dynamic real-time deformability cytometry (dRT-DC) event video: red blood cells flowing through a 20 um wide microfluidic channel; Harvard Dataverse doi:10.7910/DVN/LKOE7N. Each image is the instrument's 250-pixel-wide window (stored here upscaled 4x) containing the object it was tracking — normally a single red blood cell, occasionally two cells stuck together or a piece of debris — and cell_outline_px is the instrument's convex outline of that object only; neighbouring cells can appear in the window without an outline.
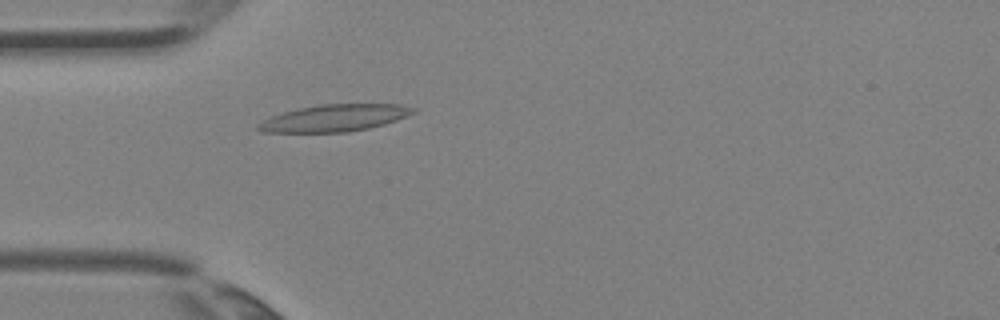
{"species": "Egyptian fruit bat (a non-hibernating species)", "species_latin": "Rousettus aegyptiacus", "temperature_condition": "room temperature", "stored_images_in_passage": 1, "camera_frame_rate_fps": 3000, "um_per_image_px": 0.085, "animal": {"sex": "female"}, "frame": {"image": 1, "passage_image": 1, "time_ms": 0.0, "image_size_px": [1000, 320], "cell_outline_px": [[416, 112], [396, 120], [384, 124], [368, 128], [348, 132], [260, 132], [256, 128], [256, 124], [272, 116], [284, 112], [300, 108], [320, 104], [400, 104], [416, 108]], "centroid_in_image_um": [28.44, 10.03], "position_along_channel_um": 56.6, "area_um2": 24.22}}